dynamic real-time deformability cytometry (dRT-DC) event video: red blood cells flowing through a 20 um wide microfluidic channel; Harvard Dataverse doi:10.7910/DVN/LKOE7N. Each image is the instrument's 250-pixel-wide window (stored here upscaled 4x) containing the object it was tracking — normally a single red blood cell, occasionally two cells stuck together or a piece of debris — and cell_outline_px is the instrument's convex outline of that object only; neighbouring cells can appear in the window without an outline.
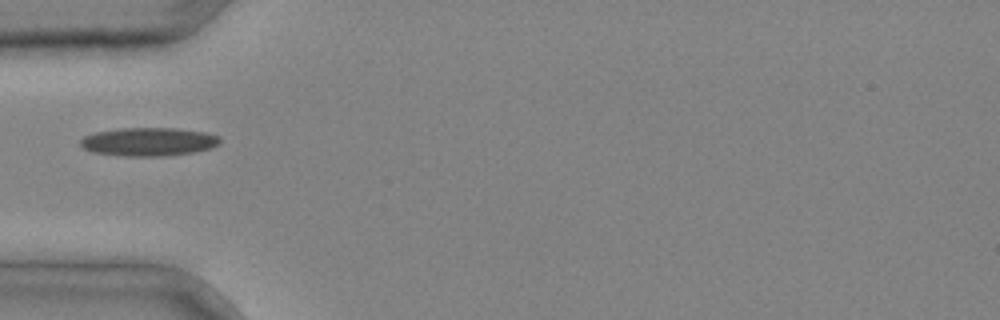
{"species": "common noctule bat (a hibernating species)", "species_latin": "Nyctalus noctula", "temperature_condition": "cold", "stored_images_in_passage": 1, "camera_frame_rate_fps": 3000, "um_per_image_px": 0.085, "animal": {"sex": "male", "body_mass_g": 20.4}, "frame": {"image": 1, "passage_image": 1, "time_ms": 0.0, "image_size_px": [1000, 320], "cell_outline_px": [[220, 144], [212, 148], [192, 152], [164, 156], [120, 156], [92, 152], [84, 148], [80, 144], [80, 140], [84, 136], [96, 132], [124, 128], [176, 128], [208, 132], [220, 136]], "centroid_in_image_um": [12.67, 12.05], "position_along_channel_um": 72.3, "area_um2": 23.24}}